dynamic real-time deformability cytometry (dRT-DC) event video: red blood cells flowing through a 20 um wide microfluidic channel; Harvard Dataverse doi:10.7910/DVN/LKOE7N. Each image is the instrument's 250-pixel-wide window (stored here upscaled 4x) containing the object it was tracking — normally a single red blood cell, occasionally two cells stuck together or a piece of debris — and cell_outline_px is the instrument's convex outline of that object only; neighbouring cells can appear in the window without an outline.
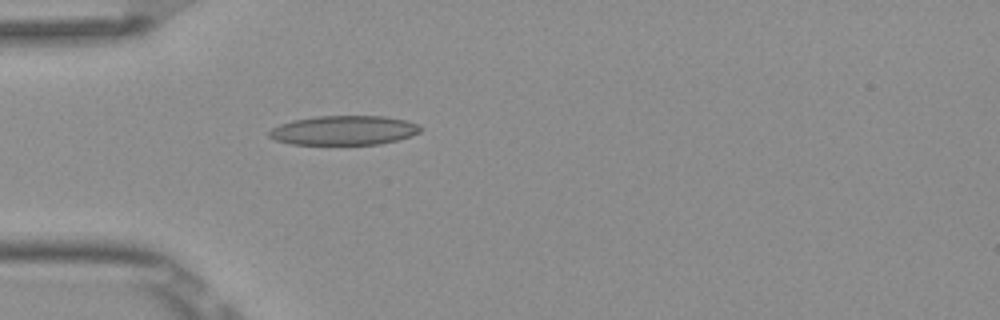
{"species": "Egyptian fruit bat (a non-hibernating species)", "species_latin": "Rousettus aegyptiacus", "temperature_condition": "room temperature", "stored_images_in_passage": 1, "camera_frame_rate_fps": 3000, "um_per_image_px": 0.085, "frame": {"image": 1, "passage_image": 1, "time_ms": 0.0, "image_size_px": [1000, 320], "cell_outline_px": [[424, 128], [420, 132], [412, 136], [380, 144], [292, 144], [276, 140], [268, 136], [268, 132], [272, 128], [280, 124], [292, 120], [316, 116], [384, 116], [404, 120], [416, 124]], "centroid_in_image_um": [29.23, 11.07], "position_along_channel_um": 55.8, "area_um2": 25.84}}